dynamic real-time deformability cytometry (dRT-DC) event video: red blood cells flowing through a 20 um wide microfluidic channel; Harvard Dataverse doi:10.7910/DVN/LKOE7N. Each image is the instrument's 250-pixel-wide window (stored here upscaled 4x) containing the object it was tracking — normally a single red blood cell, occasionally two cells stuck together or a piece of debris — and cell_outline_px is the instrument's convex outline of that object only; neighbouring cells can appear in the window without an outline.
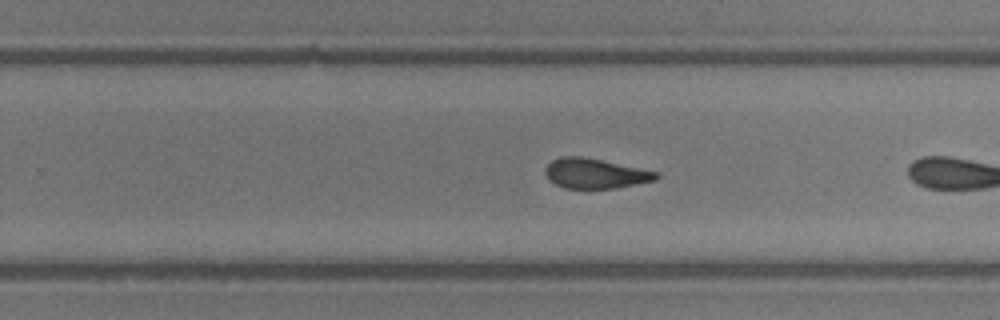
{"species": "common noctule bat (a hibernating species)", "species_latin": "Nyctalus noctula", "temperature_condition": "room temperature", "stored_images_in_passage": 35, "camera_frame_rate_fps": 3000, "um_per_image_px": 0.085, "animal": {"sex": "male", "body_mass_g": 13.3}, "frame": {"image": 1, "passage_image": 16, "time_ms": 5.0, "image_size_px": [1000, 320], "cell_outline_px": [[660, 176], [656, 180], [616, 188], [564, 188], [548, 180], [544, 172], [544, 168], [552, 160], [560, 156], [580, 156], [660, 172]], "centroid_in_image_um": [50.58, 14.74], "position_along_channel_um": 279.2, "area_um2": 19.36}}